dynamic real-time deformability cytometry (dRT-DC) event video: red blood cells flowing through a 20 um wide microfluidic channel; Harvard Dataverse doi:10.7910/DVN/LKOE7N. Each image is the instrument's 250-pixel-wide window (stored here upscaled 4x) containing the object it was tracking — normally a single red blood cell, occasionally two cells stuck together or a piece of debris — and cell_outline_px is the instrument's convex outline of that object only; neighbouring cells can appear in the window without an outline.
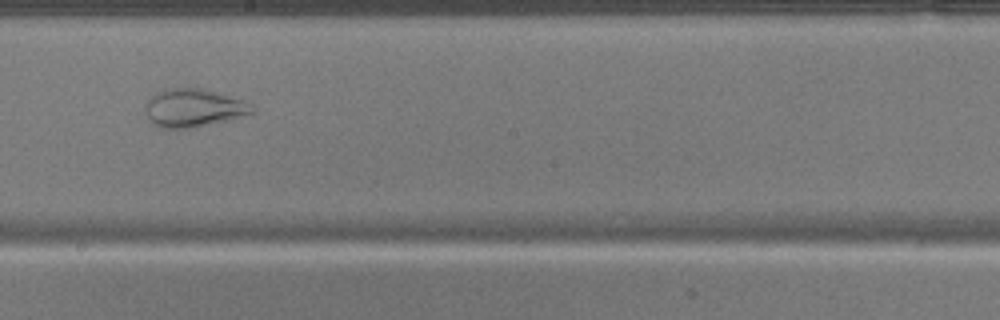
{"species": "common noctule bat (a hibernating species)", "species_latin": "Nyctalus noctula", "temperature_condition": "warm", "stored_images_in_passage": 35, "camera_frame_rate_fps": 3000, "um_per_image_px": 0.085, "animal": {"sex": "male", "body_mass_g": 17.9}, "frame": {"image": 1, "passage_image": 16, "time_ms": 5.0, "image_size_px": [1000, 320], "cell_outline_px": [[256, 112], [224, 120], [188, 128], [156, 128], [152, 124], [144, 112], [144, 104], [156, 92], [164, 88], [200, 88], [244, 100]], "centroid_in_image_um": [16.34, 9.17], "position_along_channel_um": 231.9, "area_um2": 23.47}}